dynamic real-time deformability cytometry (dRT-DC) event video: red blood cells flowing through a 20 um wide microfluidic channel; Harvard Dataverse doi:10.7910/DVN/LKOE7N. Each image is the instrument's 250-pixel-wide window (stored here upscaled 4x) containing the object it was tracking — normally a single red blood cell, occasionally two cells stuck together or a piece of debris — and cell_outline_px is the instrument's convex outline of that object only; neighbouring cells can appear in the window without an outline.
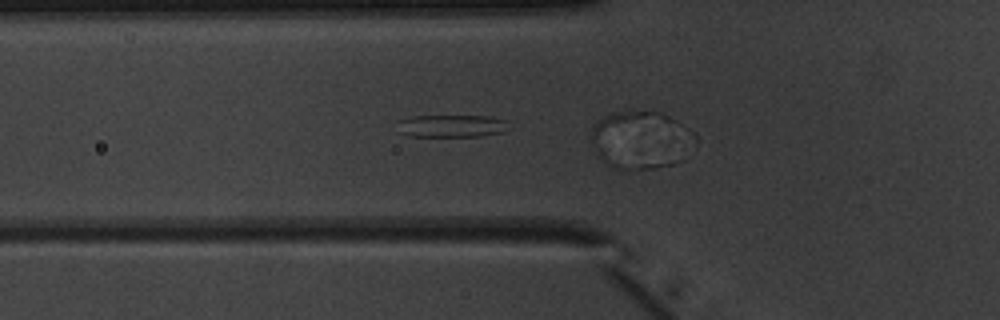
{"species": "common noctule bat (a hibernating species)", "species_latin": "Nyctalus noctula", "temperature_condition": "warm", "stored_images_in_passage": 5, "camera_frame_rate_fps": 3000, "um_per_image_px": 0.085, "animal": {"sex": "male", "body_mass_g": 20.1, "forearm_length_mm": 53.5}, "frame": {"image": 1, "passage_image": 4, "time_ms": 1.0, "image_size_px": [1000, 320], "cell_outline_px": [[508, 120], [504, 132], [480, 136], [408, 136], [400, 132], [400, 120], [412, 116], [488, 116]], "centroid_in_image_um": [38.42, 10.7], "position_along_channel_um": 87.4, "area_um2": 14.39}}